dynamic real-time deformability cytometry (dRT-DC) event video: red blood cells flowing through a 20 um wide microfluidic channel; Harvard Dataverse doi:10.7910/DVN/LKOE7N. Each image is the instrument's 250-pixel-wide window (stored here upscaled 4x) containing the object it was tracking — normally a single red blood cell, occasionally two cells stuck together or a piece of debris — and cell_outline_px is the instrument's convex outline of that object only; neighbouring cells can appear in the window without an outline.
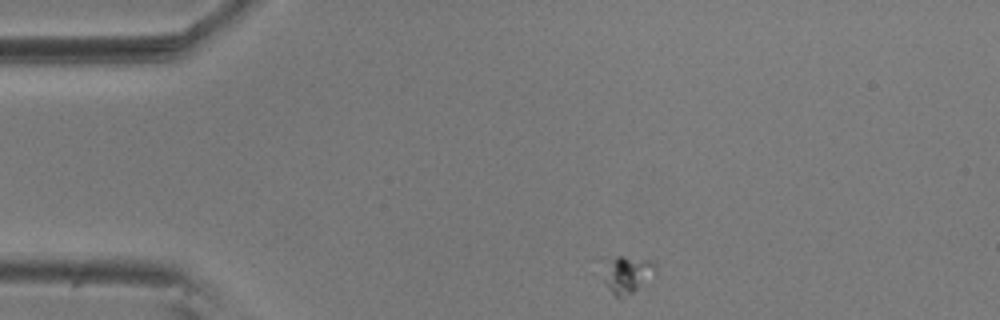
{"species": "common noctule bat (a hibernating species)", "species_latin": "Nyctalus noctula", "temperature_condition": "room temperature", "stored_images_in_passage": 49, "camera_frame_rate_fps": 3000, "um_per_image_px": 0.085, "animal": {"sex": "male", "body_mass_g": 20.5, "forearm_length_mm": 52.5}, "frame": {"image": 1, "passage_image": 1, "time_ms": 0.0, "image_size_px": [1000, 320], "cell_outline_px": [[656, 268], [632, 292], [620, 300], [604, 284], [604, 276], [608, 260], [616, 256], [624, 256], [652, 260], [656, 264]], "centroid_in_image_um": [53.27, 23.31], "position_along_channel_um": 31.7, "area_um2": 10.75}}
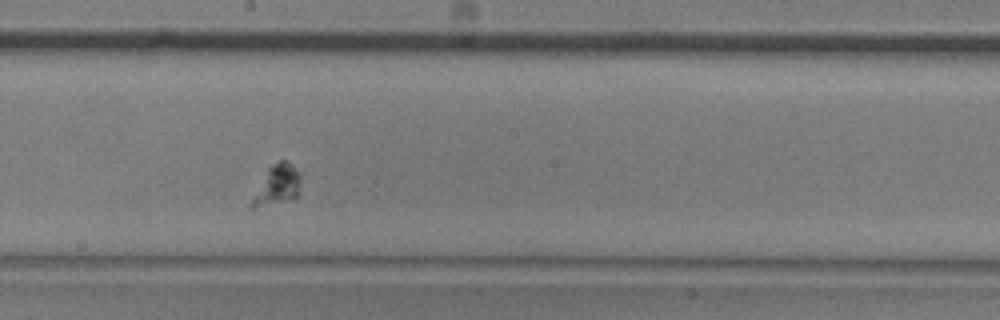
{"frame": {"image": 2, "passage_image": 22, "time_ms": 7.0, "image_size_px": [1000, 320], "cell_outline_px": [[300, 180], [296, 196], [252, 208], [248, 204], [268, 168], [280, 160], [288, 160], [300, 172]], "centroid_in_image_um": [23.54, 15.67], "position_along_channel_um": 224.7, "area_um2": 10.87}}
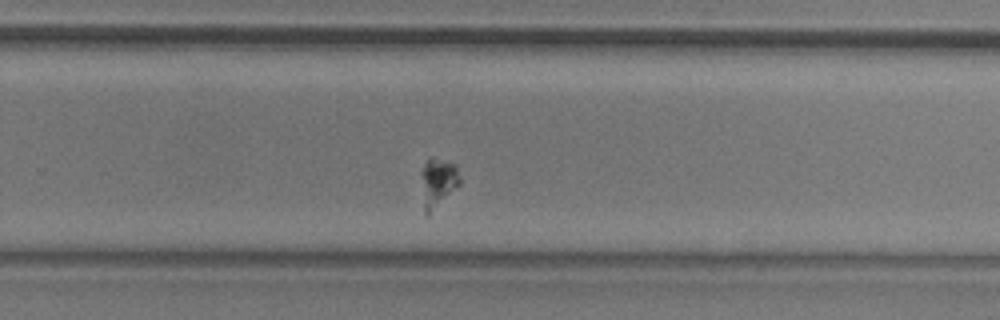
{"frame": {"image": 3, "passage_image": 28, "time_ms": 9.0, "image_size_px": [1000, 320], "cell_outline_px": [[460, 184], [428, 216], [424, 212], [420, 172], [424, 164], [432, 156], [456, 164], [460, 180]], "centroid_in_image_um": [37.21, 15.5], "position_along_channel_um": 292.6, "area_um2": 11.16}}